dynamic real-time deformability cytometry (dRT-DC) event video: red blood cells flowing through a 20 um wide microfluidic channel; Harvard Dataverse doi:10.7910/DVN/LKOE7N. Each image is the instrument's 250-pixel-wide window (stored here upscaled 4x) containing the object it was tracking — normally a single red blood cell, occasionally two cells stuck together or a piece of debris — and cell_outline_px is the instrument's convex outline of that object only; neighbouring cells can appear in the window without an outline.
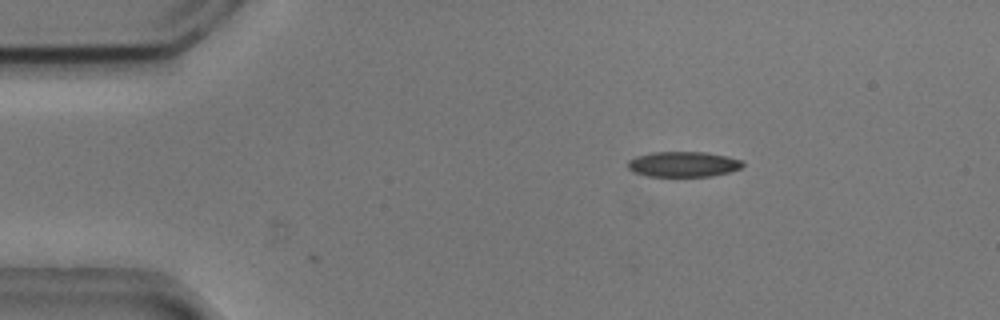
{"species": "common noctule bat (a hibernating species)", "species_latin": "Nyctalus noctula", "temperature_condition": "cold", "stored_images_in_passage": 43, "camera_frame_rate_fps": 3000, "um_per_image_px": 0.085, "animal": {"sex": "male", "body_mass_g": 20.5, "forearm_length_mm": 52.5}, "frame": {"image": 1, "passage_image": 9, "time_ms": 2.667, "image_size_px": [1000, 320], "cell_outline_px": [[744, 164], [740, 168], [728, 172], [712, 176], [648, 176], [632, 172], [628, 168], [628, 160], [636, 156], [652, 152], [708, 152], [728, 156], [744, 160]], "centroid_in_image_um": [58.08, 13.95], "position_along_channel_um": 26.9, "area_um2": 17.11}}
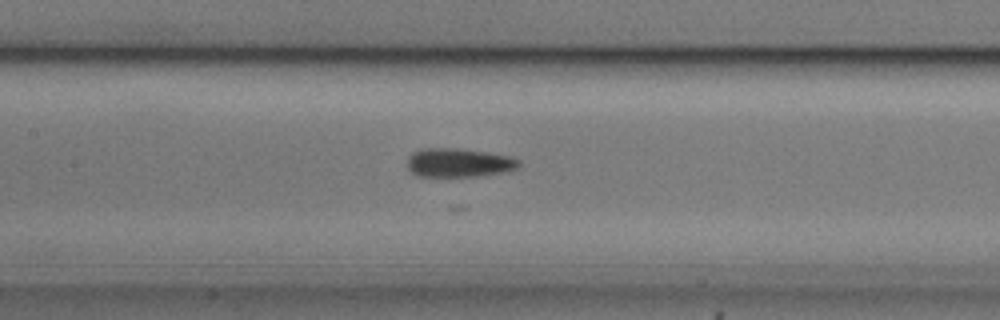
{"frame": {"image": 2, "passage_image": 25, "time_ms": 8.0, "image_size_px": [1000, 320], "cell_outline_px": [[520, 168], [512, 172], [484, 176], [416, 176], [408, 168], [408, 156], [412, 152], [420, 148], [456, 148], [488, 152], [508, 156], [520, 160]], "centroid_in_image_um": [39.06, 13.84], "position_along_channel_um": 168.3, "area_um2": 19.19}}
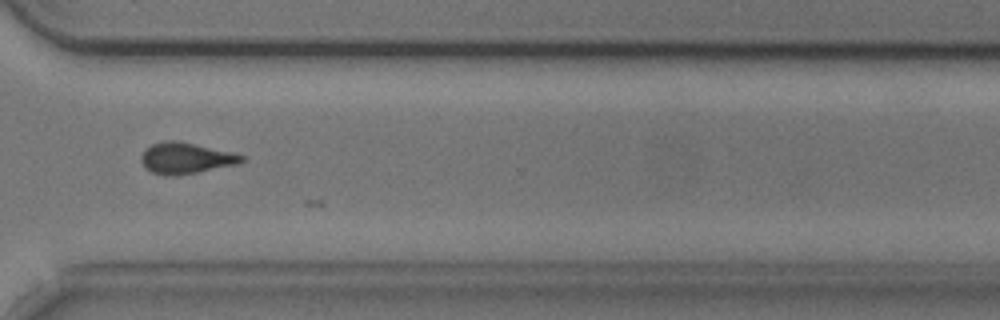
{"frame": {"image": 3, "passage_image": 40, "time_ms": 13.0, "image_size_px": [1000, 320], "cell_outline_px": [[244, 160], [236, 164], [176, 176], [164, 176], [152, 172], [144, 168], [140, 160], [140, 156], [152, 144], [164, 140], [176, 140], [232, 152], [244, 156]], "centroid_in_image_um": [15.74, 13.45], "position_along_channel_um": 354.9, "area_um2": 18.09}}